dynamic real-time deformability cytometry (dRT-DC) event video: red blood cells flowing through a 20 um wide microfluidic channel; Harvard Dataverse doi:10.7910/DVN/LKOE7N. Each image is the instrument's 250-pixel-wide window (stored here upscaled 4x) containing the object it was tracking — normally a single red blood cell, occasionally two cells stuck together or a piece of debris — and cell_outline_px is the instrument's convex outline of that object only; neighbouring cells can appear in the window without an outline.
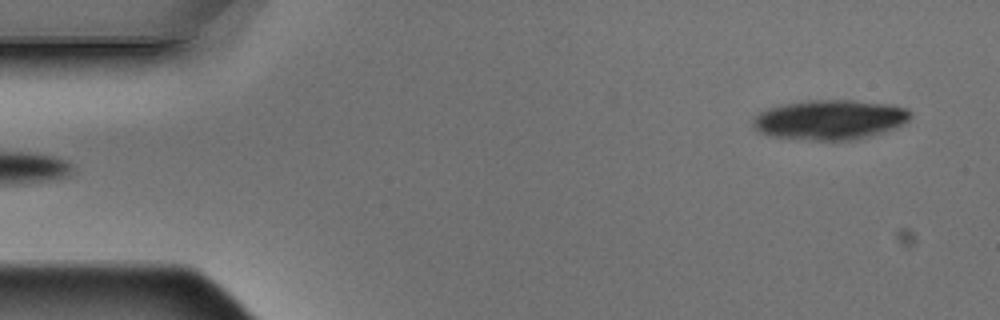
{"species": "Egyptian fruit bat (a non-hibernating species)", "species_latin": "Rousettus aegyptiacus", "temperature_condition": "warm", "stored_images_in_passage": 5, "segment_of_instrument_passage": [2, 2], "camera_frame_rate_fps": 3000, "um_per_image_px": 0.085, "animal": {"sex": "male"}, "frame": {"image": 1, "passage_image": 5, "time_ms": 1.333, "image_size_px": [1000, 320], "cell_outline_px": [[912, 116], [904, 124], [896, 128], [884, 132], [852, 140], [816, 140], [768, 136], [760, 132], [752, 124], [752, 116], [768, 108], [808, 100], [852, 100], [892, 104], [908, 108], [912, 112]], "centroid_in_image_um": [70.58, 10.17], "position_along_channel_um": 14.4, "area_um2": 36.65}}